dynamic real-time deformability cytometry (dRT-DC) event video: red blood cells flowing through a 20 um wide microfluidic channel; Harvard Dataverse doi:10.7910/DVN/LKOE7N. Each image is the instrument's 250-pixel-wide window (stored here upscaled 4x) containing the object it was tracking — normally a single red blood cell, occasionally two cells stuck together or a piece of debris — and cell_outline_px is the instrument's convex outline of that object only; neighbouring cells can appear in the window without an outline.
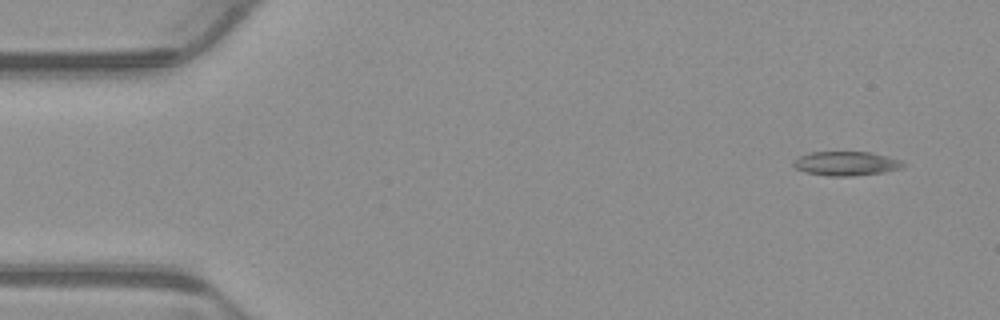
{"species": "common noctule bat (a hibernating species)", "species_latin": "Nyctalus noctula", "temperature_condition": "warm", "stored_images_in_passage": 6, "camera_frame_rate_fps": 3000, "um_per_image_px": 0.085, "animal": {"sex": "male", "body_mass_g": 23.1, "forearm_length_mm": 52.7}, "frame": {"image": 1, "passage_image": 1, "time_ms": 0.0, "image_size_px": [1000, 320], "cell_outline_px": [[908, 164], [904, 168], [884, 172], [852, 176], [828, 176], [804, 172], [796, 168], [792, 164], [800, 156], [808, 152], [872, 152], [888, 156], [900, 160]], "centroid_in_image_um": [71.97, 13.9], "position_along_channel_um": 13.0, "area_um2": 15.61}}
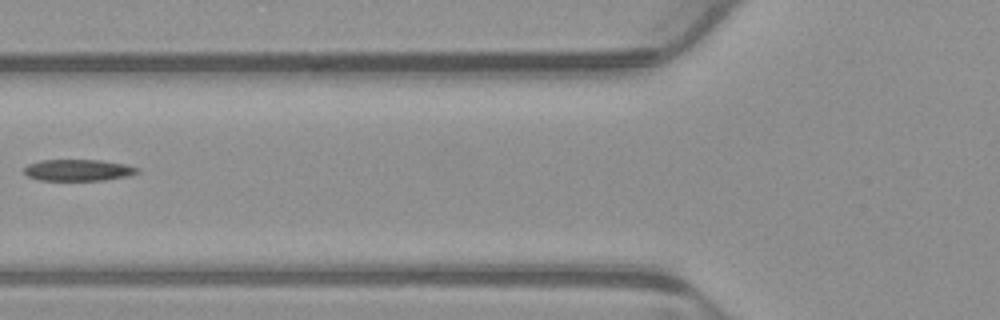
{"frame": {"image": 2, "passage_image": 5, "time_ms": 1.333, "image_size_px": [1000, 320], "cell_outline_px": [[140, 172], [128, 176], [104, 180], [40, 180], [28, 176], [24, 172], [24, 168], [28, 164], [40, 160], [100, 160], [124, 164], [140, 168]], "centroid_in_image_um": [6.66, 14.46], "position_along_channel_um": 119.1, "area_um2": 14.16}}
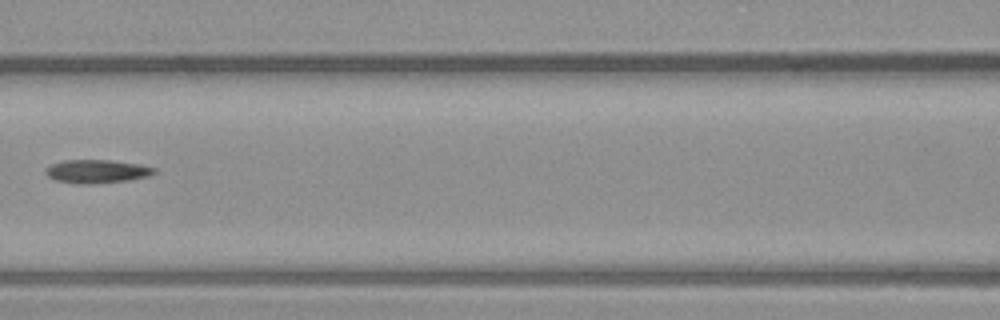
{"frame": {"image": 3, "passage_image": 6, "time_ms": 1.667, "image_size_px": [1000, 320], "cell_outline_px": [[156, 172], [148, 176], [128, 180], [96, 184], [76, 184], [56, 180], [48, 176], [44, 172], [44, 168], [52, 164], [64, 160], [112, 160], [140, 164], [156, 168]], "centroid_in_image_um": [8.22, 14.57], "position_along_channel_um": 158.4, "area_um2": 14.97}}